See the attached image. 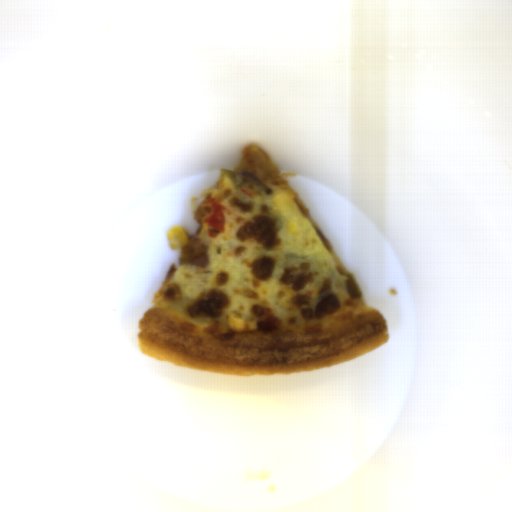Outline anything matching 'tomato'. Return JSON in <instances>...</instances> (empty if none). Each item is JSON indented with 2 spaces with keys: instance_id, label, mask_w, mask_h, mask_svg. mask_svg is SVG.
Listing matches in <instances>:
<instances>
[{
  "instance_id": "obj_1",
  "label": "tomato",
  "mask_w": 512,
  "mask_h": 512,
  "mask_svg": "<svg viewBox=\"0 0 512 512\" xmlns=\"http://www.w3.org/2000/svg\"><path fill=\"white\" fill-rule=\"evenodd\" d=\"M228 207L216 202L215 199L205 197L202 201V210L206 213L203 222L212 228H208V236L216 237L225 228V217L223 211Z\"/></svg>"
}]
</instances>
